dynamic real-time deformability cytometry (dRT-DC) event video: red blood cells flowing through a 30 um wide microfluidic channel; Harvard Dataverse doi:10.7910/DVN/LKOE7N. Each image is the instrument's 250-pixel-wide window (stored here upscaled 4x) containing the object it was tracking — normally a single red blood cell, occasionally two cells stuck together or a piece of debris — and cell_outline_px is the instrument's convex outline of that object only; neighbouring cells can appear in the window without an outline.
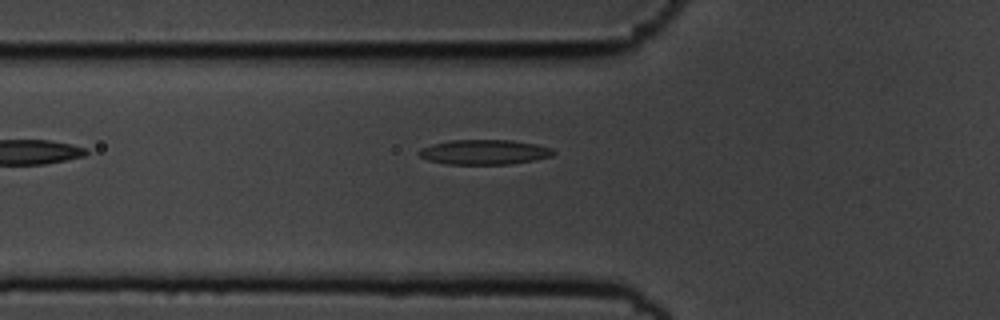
{"species": "common noctule bat (a hibernating species)", "species_latin": "Nyctalus noctula", "temperature_condition": "cold", "stored_images_in_passage": 36, "camera_frame_rate_fps": 3000, "um_per_image_px": 0.085, "animal": {"sex": "male", "body_mass_g": 19.5, "forearm_length_mm": 54.6}, "frame": {"image": 1, "passage_image": 4, "time_ms": 1.0, "image_size_px": [1000, 320], "cell_outline_px": [[556, 152], [552, 156], [536, 160], [508, 164], [448, 164], [428, 160], [420, 156], [416, 152], [420, 148], [432, 144], [448, 140], [512, 140], [536, 144], [552, 148]], "centroid_in_image_um": [41.17, 12.92], "position_along_channel_um": 84.6, "area_um2": 19.59}}
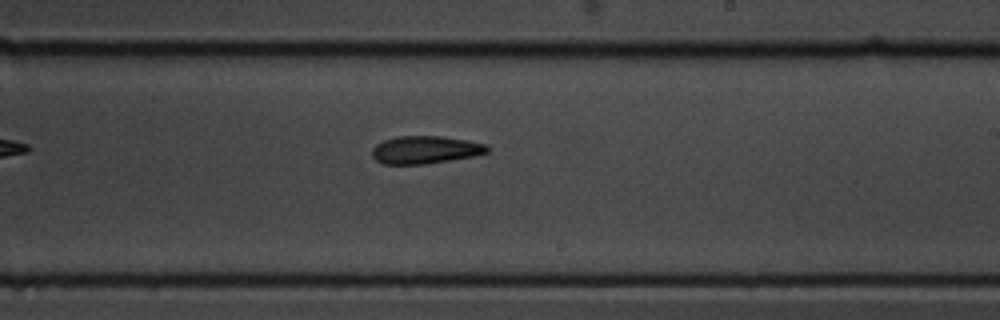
{"frame": {"image": 2, "passage_image": 18, "time_ms": 5.667, "image_size_px": [1000, 320], "cell_outline_px": [[488, 152], [472, 156], [424, 164], [384, 164], [376, 160], [372, 156], [372, 148], [376, 144], [384, 140], [396, 136], [444, 136], [484, 144], [488, 148]], "centroid_in_image_um": [36.08, 12.73], "position_along_channel_um": 252.9, "area_um2": 18.38}}
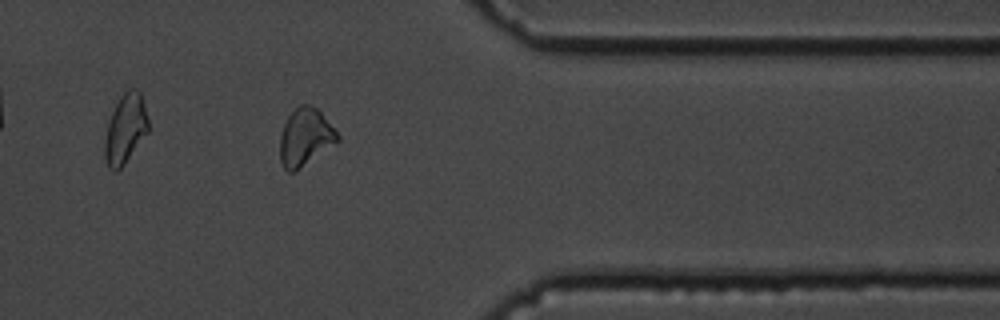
{"frame": {"image": 3, "passage_image": 30, "time_ms": 9.667, "image_size_px": [1000, 320], "cell_outline_px": [[340, 140], [292, 172], [288, 172], [284, 168], [280, 160], [280, 136], [284, 124], [288, 116], [300, 104], [308, 104], [316, 108], [320, 112], [340, 136]], "centroid_in_image_um": [25.93, 11.64], "position_along_channel_um": 385.5, "area_um2": 18.73}}